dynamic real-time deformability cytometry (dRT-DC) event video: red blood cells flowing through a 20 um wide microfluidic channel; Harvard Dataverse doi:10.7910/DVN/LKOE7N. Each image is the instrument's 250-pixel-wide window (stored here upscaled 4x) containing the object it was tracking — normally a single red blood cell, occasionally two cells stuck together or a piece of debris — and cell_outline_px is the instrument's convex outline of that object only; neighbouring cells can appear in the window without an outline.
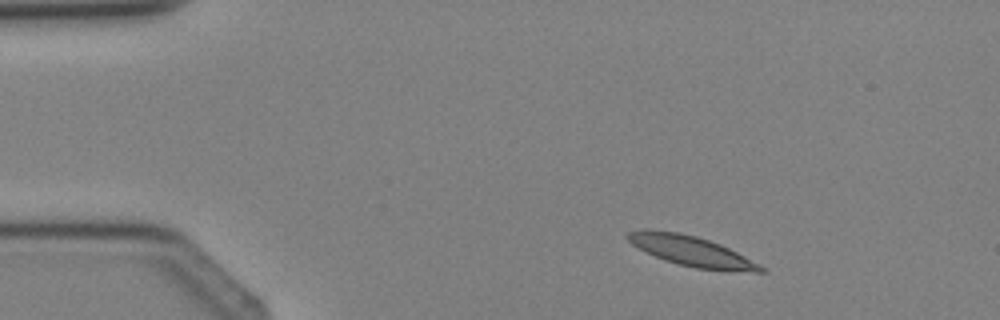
{"species": "Egyptian fruit bat (a non-hibernating species)", "species_latin": "Rousettus aegyptiacus", "temperature_condition": "cold", "stored_images_in_passage": 2, "camera_frame_rate_fps": 3000, "um_per_image_px": 0.085, "animal": {"sex": "female"}, "frame": {"image": 1, "passage_image": 1, "time_ms": 0.0, "image_size_px": [1000, 320], "cell_outline_px": [[768, 272], [756, 272], [696, 268], [664, 260], [632, 244], [624, 236], [628, 232], [644, 228], [648, 228], [676, 232], [696, 236], [720, 244], [768, 268]], "centroid_in_image_um": [58.77, 21.33], "position_along_channel_um": 26.2, "area_um2": 23.12}}